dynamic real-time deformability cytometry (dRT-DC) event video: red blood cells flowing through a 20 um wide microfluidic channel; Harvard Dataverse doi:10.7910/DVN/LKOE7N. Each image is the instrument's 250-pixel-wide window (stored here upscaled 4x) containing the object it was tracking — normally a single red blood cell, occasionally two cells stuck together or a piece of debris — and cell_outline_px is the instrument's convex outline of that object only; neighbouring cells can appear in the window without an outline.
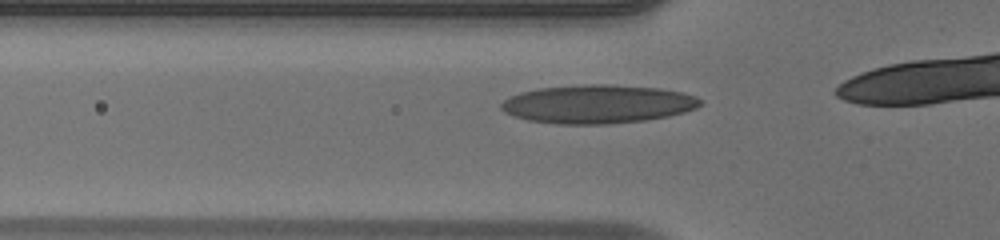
{"species": "human", "species_latin": "Homo sapiens", "temperature_condition": "warm", "stored_images_in_passage": 14, "camera_frame_rate_fps": 3000, "um_per_image_px": 0.085, "donor": {"sex": "male"}, "frame": {"image": 1, "passage_image": 9, "time_ms": 2.667, "image_size_px": [1000, 240], "cell_outline_px": [[704, 104], [696, 108], [684, 112], [668, 116], [644, 120], [608, 124], [556, 124], [528, 120], [504, 112], [500, 108], [500, 104], [508, 96], [520, 92], [540, 88], [584, 84], [608, 84], [660, 88], [684, 92], [696, 96]], "centroid_in_image_um": [50.81, 8.84], "position_along_channel_um": 75.0, "area_um2": 44.91}}
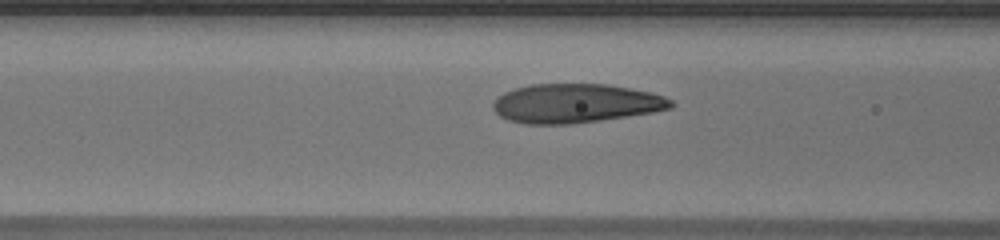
{"frame": {"image": 2, "passage_image": 12, "time_ms": 3.667, "image_size_px": [1000, 240], "cell_outline_px": [[676, 104], [672, 108], [652, 112], [600, 120], [572, 124], [524, 124], [508, 120], [500, 116], [492, 108], [492, 104], [496, 96], [504, 92], [516, 88], [532, 84], [608, 84], [652, 92], [664, 96], [672, 100]], "centroid_in_image_um": [48.92, 8.78], "position_along_channel_um": 117.7, "area_um2": 40.69}}